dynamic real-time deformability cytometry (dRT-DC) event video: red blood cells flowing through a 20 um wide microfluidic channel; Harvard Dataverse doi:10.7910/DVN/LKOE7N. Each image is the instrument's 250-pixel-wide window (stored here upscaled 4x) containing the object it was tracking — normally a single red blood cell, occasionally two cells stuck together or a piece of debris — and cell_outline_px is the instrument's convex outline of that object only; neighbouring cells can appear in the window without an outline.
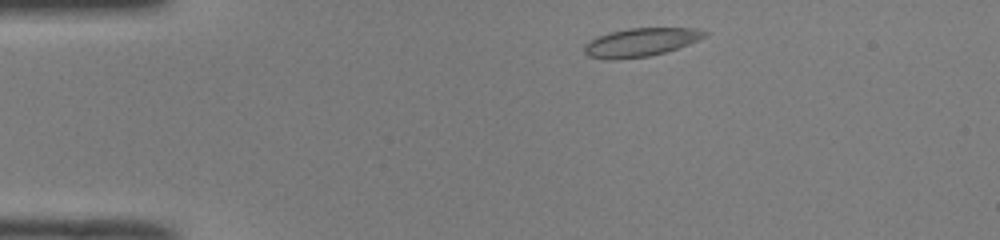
{"species": "common noctule bat (a hibernating species)", "species_latin": "Nyctalus noctula", "temperature_condition": "room temperature", "stored_images_in_passage": 43, "camera_frame_rate_fps": 3000, "um_per_image_px": 0.085, "animal": {"sex": "male", "body_mass_g": 19.0, "forearm_length_mm": 50.8}, "frame": {"image": 1, "passage_image": 2, "time_ms": 0.333, "image_size_px": [1000, 240], "cell_outline_px": [[708, 36], [688, 44], [664, 52], [648, 56], [588, 56], [584, 52], [584, 44], [588, 40], [596, 36], [608, 32], [628, 28], [696, 28], [708, 32]], "centroid_in_image_um": [54.52, 3.52], "position_along_channel_um": 30.5, "area_um2": 19.13}}
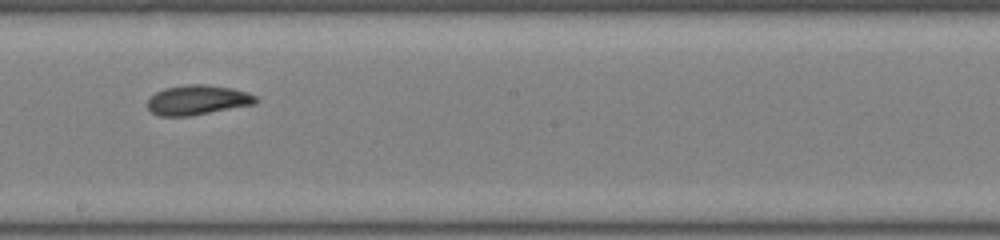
{"frame": {"image": 2, "passage_image": 21, "time_ms": 6.667, "image_size_px": [1000, 240], "cell_outline_px": [[260, 100], [256, 104], [192, 116], [160, 116], [152, 112], [148, 108], [148, 100], [156, 92], [164, 88], [188, 84], [208, 84], [232, 88], [248, 92], [256, 96]], "centroid_in_image_um": [16.84, 8.5], "position_along_channel_um": 231.4, "area_um2": 19.02}}
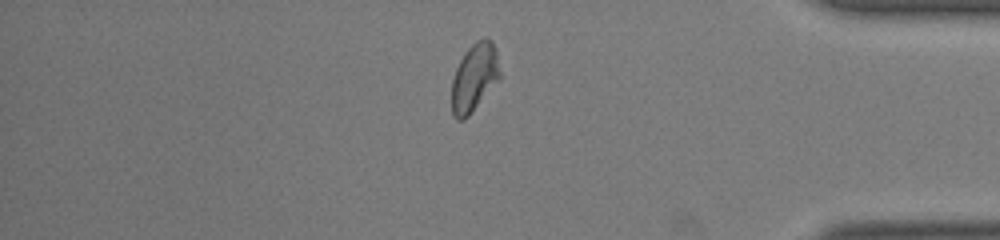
{"frame": {"image": 3, "passage_image": 35, "time_ms": 11.333, "image_size_px": [1000, 240], "cell_outline_px": [[500, 80], [468, 116], [464, 120], [456, 120], [452, 112], [452, 80], [456, 68], [464, 52], [476, 40], [492, 40], [496, 52], [500, 72]], "centroid_in_image_um": [40.32, 6.61], "position_along_channel_um": 394.9, "area_um2": 19.02}, "authors_computed_cell_mechanics": {"area_um2": 19.1896, "velocity_mm_per_s": 4.0573, "shape_relaxation_time_tau1_ms": 4.0836, "shape_relaxation_time_tau2_ms": 2.9341, "deformation_change_tau1": 0.0968, "deformation_change_tau2": 0.0655}}